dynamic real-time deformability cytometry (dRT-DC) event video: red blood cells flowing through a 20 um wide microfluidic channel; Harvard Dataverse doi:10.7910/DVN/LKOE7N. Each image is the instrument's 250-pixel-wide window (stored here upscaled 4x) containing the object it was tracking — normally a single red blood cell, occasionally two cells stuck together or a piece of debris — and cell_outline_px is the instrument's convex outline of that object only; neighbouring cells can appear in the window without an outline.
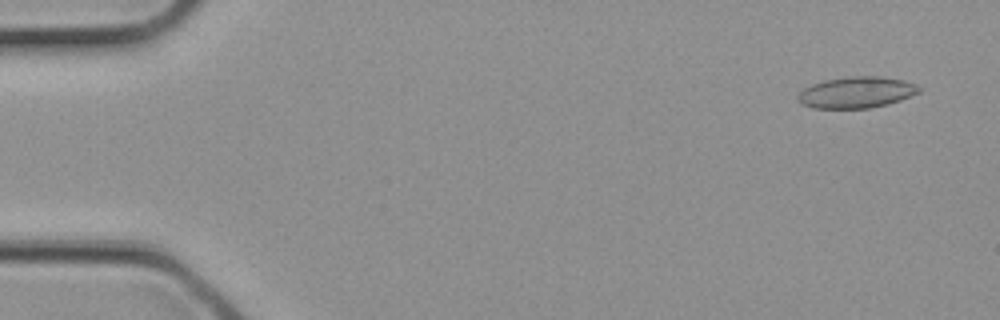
{"species": "common noctule bat (a hibernating species)", "species_latin": "Nyctalus noctula", "temperature_condition": "cold", "stored_images_in_passage": 31, "camera_frame_rate_fps": 3000, "um_per_image_px": 0.085, "animal": {"sex": "female", "body_mass_g": 21.9}, "frame": {"image": 1, "passage_image": 2, "time_ms": 0.333, "image_size_px": [1000, 320], "cell_outline_px": [[920, 92], [900, 100], [888, 104], [868, 108], [812, 108], [796, 100], [796, 96], [804, 88], [812, 84], [824, 80], [848, 76], [880, 76], [904, 80], [916, 84], [920, 88]], "centroid_in_image_um": [72.79, 7.84], "position_along_channel_um": 12.2, "area_um2": 22.14}}
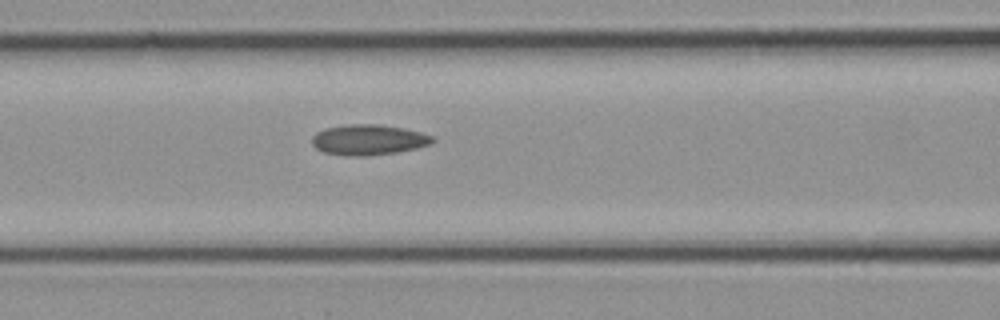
{"frame": {"image": 2, "passage_image": 13, "time_ms": 4.0, "image_size_px": [1000, 320], "cell_outline_px": [[436, 140], [432, 144], [400, 152], [368, 156], [348, 156], [324, 152], [316, 148], [312, 144], [312, 136], [316, 132], [324, 128], [348, 124], [376, 124], [404, 128], [420, 132], [432, 136]], "centroid_in_image_um": [31.33, 11.88], "position_along_channel_um": 135.3, "area_um2": 21.62}}
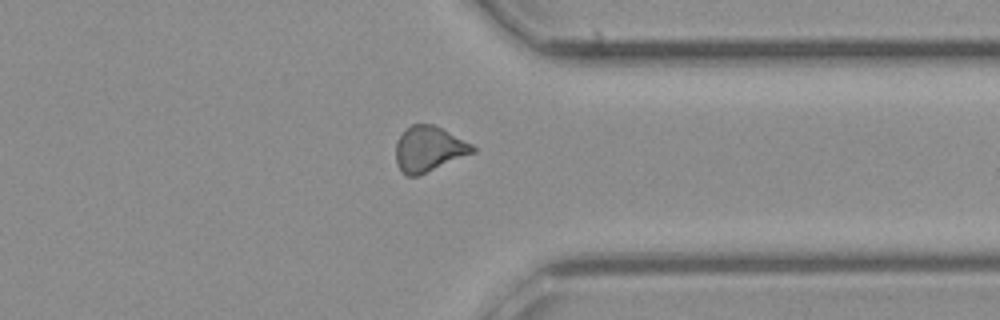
{"frame": {"image": 3, "passage_image": 24, "time_ms": 7.667, "image_size_px": [1000, 320], "cell_outline_px": [[476, 152], [416, 176], [408, 176], [396, 164], [396, 140], [404, 128], [412, 124], [432, 124], [472, 144], [476, 148]], "centroid_in_image_um": [36.42, 12.64], "position_along_channel_um": 375.0, "area_um2": 20.11}}